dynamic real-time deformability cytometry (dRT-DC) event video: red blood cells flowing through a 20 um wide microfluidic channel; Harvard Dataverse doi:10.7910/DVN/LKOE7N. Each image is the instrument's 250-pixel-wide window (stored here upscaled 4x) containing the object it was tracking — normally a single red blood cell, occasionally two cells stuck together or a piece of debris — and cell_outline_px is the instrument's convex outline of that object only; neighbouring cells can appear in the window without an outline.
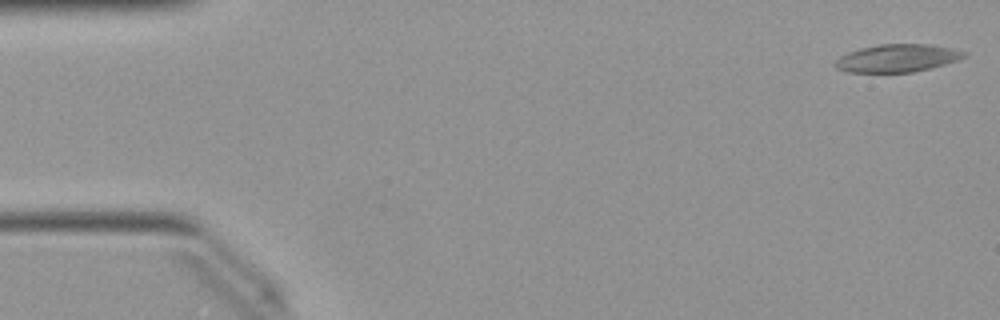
{"species": "Egyptian fruit bat (a non-hibernating species)", "species_latin": "Rousettus aegyptiacus", "temperature_condition": "warm", "stored_images_in_passage": 50, "camera_frame_rate_fps": 3000, "um_per_image_px": 0.085, "animal": {"sex": "female"}, "frame": {"image": 1, "passage_image": 1, "time_ms": 0.0, "image_size_px": [1000, 320], "cell_outline_px": [[968, 52], [964, 56], [956, 60], [944, 64], [912, 72], [848, 72], [836, 68], [832, 64], [840, 56], [848, 52], [860, 48], [880, 44], [928, 44], [952, 48]], "centroid_in_image_um": [76.22, 4.94], "position_along_channel_um": 8.8, "area_um2": 20.69}}
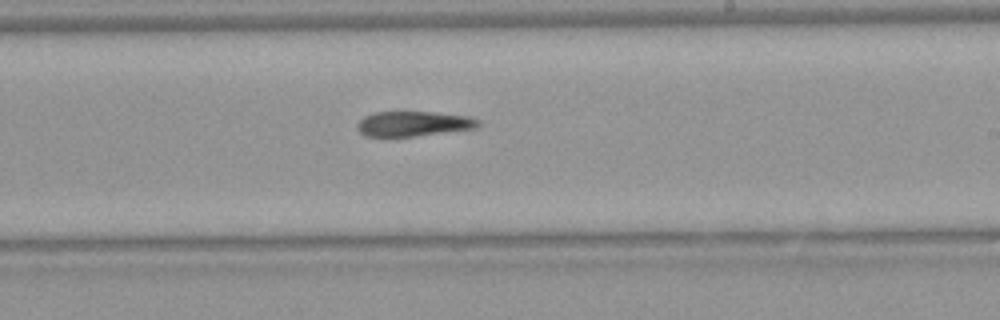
{"frame": {"image": 2, "passage_image": 29, "time_ms": 9.333, "image_size_px": [1000, 320], "cell_outline_px": [[480, 124], [476, 128], [416, 136], [364, 136], [356, 128], [356, 124], [364, 116], [372, 112], [432, 112], [468, 116], [480, 120]], "centroid_in_image_um": [35.12, 10.51], "position_along_channel_um": 253.9, "area_um2": 17.63}}
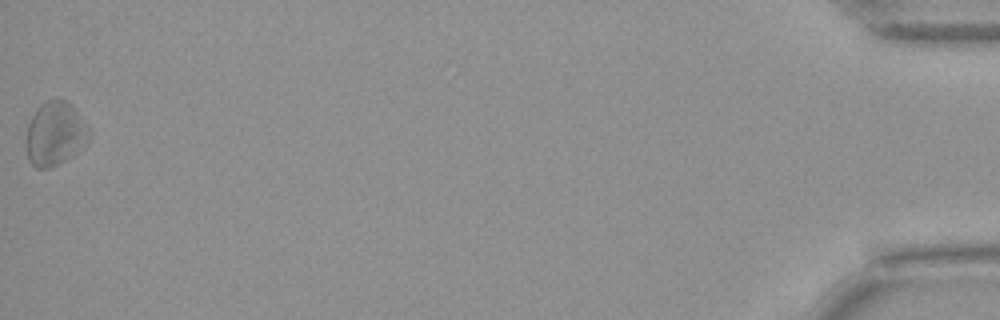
{"frame": {"image": 3, "passage_image": 50, "time_ms": 16.333, "image_size_px": [1000, 320], "cell_outline_px": [[92, 136], [76, 152], [64, 160], [48, 168], [36, 168], [28, 160], [28, 124], [36, 108], [40, 104], [56, 96], [60, 96], [68, 100], [72, 104], [88, 124], [92, 132]], "centroid_in_image_um": [4.73, 11.28], "position_along_channel_um": 430.5, "area_um2": 23.58}, "authors_computed_cell_mechanics": {"area_um2": 19.9988, "velocity_mm_per_s": 4.0071, "shape_relaxation_time_tau1_ms": 10.5513, "shape_relaxation_time_tau2_ms": null, "deformation_change_tau1": 0.1731, "deformation_change_tau2": null}}